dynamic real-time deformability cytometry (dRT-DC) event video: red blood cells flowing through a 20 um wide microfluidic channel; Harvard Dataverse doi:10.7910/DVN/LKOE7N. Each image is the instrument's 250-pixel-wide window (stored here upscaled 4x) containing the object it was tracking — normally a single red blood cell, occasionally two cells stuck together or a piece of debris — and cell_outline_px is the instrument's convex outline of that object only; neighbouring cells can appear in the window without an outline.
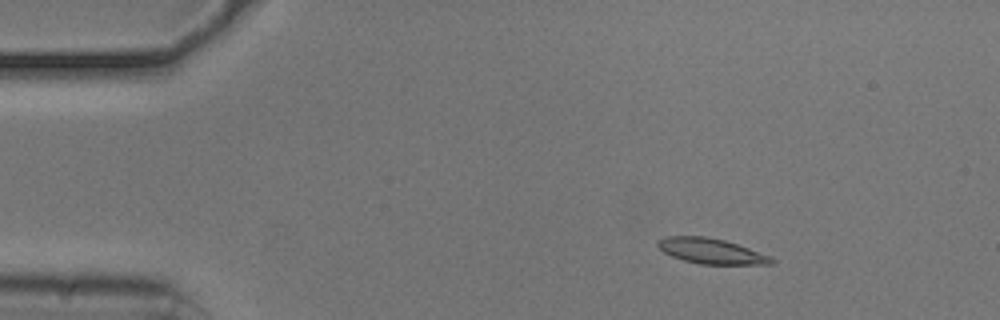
{"species": "common noctule bat (a hibernating species)", "species_latin": "Nyctalus noctula", "temperature_condition": "cold", "stored_images_in_passage": 47, "camera_frame_rate_fps": 3000, "um_per_image_px": 0.085, "animal": {"sex": "male", "body_mass_g": 20.5, "forearm_length_mm": 52.5}, "frame": {"image": 1, "passage_image": 1, "time_ms": 0.0, "image_size_px": [1000, 320], "cell_outline_px": [[776, 260], [772, 264], [700, 264], [684, 260], [672, 256], [664, 252], [656, 244], [664, 236], [708, 236], [724, 240], [772, 256]], "centroid_in_image_um": [60.47, 21.34], "position_along_channel_um": 24.5, "area_um2": 16.7}}
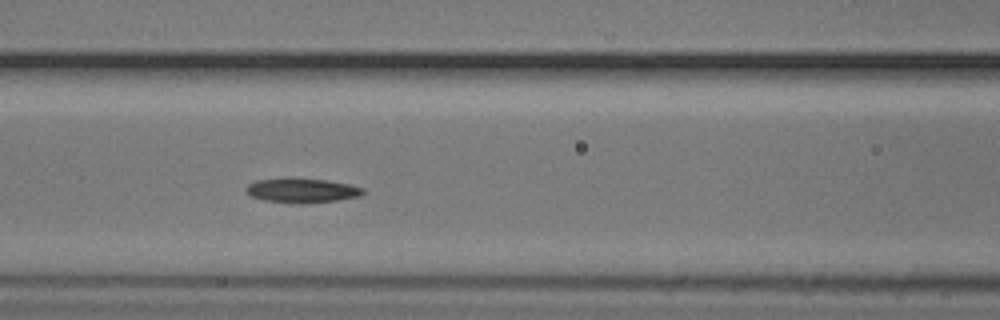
{"frame": {"image": 2, "passage_image": 16, "time_ms": 5.0, "image_size_px": [1000, 320], "cell_outline_px": [[368, 192], [360, 196], [336, 200], [300, 204], [264, 200], [252, 196], [244, 188], [248, 184], [256, 180], [284, 176], [292, 176], [328, 180], [348, 184], [364, 188]], "centroid_in_image_um": [25.66, 16.15], "position_along_channel_um": 140.9, "area_um2": 17.22}}
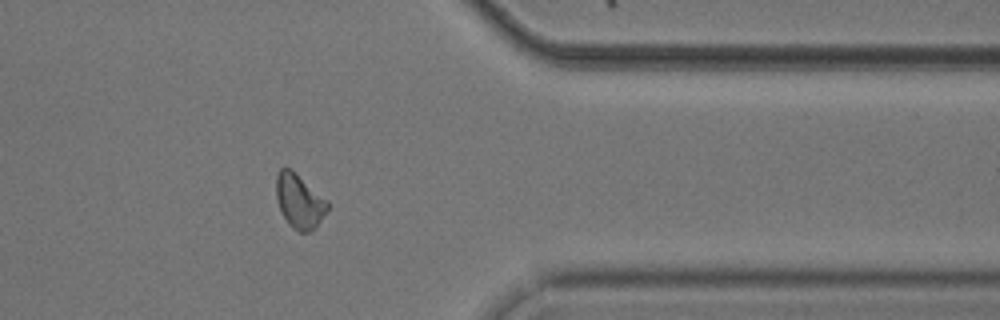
{"frame": {"image": 3, "passage_image": 37, "time_ms": 12.0, "image_size_px": [1000, 320], "cell_outline_px": [[328, 208], [316, 228], [308, 232], [300, 232], [292, 228], [288, 224], [280, 208], [276, 196], [276, 176], [280, 168], [288, 168], [328, 200]], "centroid_in_image_um": [25.45, 17.13], "position_along_channel_um": 386.0, "area_um2": 15.9}}